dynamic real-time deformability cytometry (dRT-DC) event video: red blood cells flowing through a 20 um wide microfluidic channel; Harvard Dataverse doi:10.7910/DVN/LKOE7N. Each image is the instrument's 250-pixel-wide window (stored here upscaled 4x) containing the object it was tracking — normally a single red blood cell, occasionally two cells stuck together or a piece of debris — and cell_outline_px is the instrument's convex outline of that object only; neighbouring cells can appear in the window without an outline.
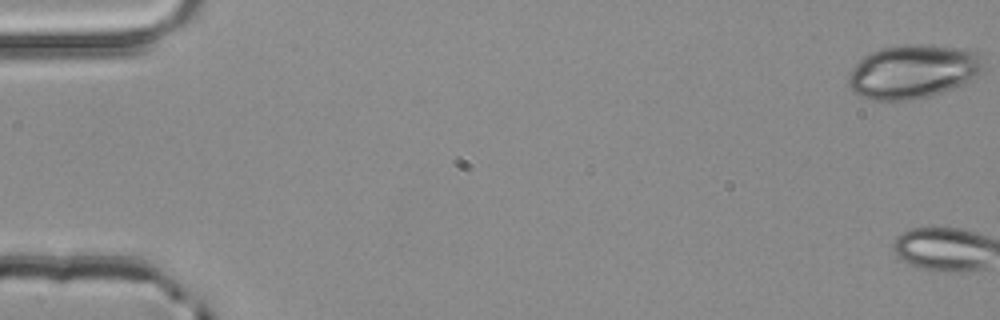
{"species": "common noctule bat (a hibernating species)", "species_latin": "Nyctalus noctula", "temperature_condition": "room temperature", "stored_images_in_passage": 4, "camera_frame_rate_fps": 3000, "um_per_image_px": 0.085, "animal": {"sex": "male", "body_mass_g": 20.4}, "frame": {"image": 1, "passage_image": 1, "time_ms": 0.0, "image_size_px": [1000, 320], "cell_outline_px": [[984, 68], [980, 76], [944, 92], [932, 96], [912, 100], [872, 100], [852, 92], [848, 84], [848, 76], [852, 68], [864, 56], [880, 48], [904, 44], [928, 44], [968, 48], [984, 56]], "centroid_in_image_um": [77.67, 6.07], "position_along_channel_um": 7.3, "area_um2": 43.18}}